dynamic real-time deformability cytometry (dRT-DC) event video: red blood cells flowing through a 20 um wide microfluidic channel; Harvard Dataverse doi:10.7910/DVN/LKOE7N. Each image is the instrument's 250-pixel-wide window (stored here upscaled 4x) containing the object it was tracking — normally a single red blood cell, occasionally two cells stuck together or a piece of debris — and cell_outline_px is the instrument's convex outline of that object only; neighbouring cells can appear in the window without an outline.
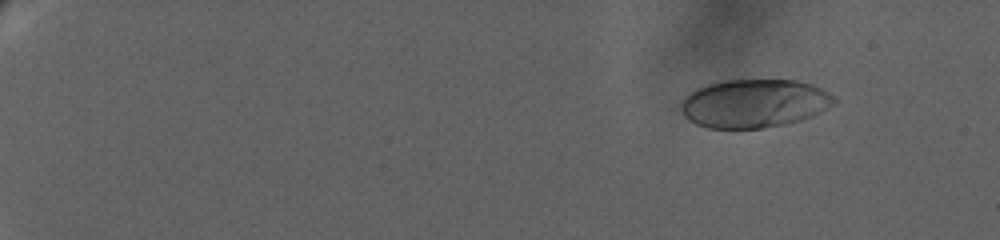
{"species": "human", "species_latin": "Homo sapiens", "temperature_condition": "warm", "stored_images_in_passage": 68, "camera_frame_rate_fps": 3000, "um_per_image_px": 0.085, "donor": {"sex": "female"}, "frame": {"image": 1, "passage_image": 7, "time_ms": 2.667, "image_size_px": [1000, 240], "cell_outline_px": [[836, 104], [812, 116], [800, 120], [784, 124], [764, 128], [708, 128], [696, 124], [684, 116], [680, 108], [680, 104], [684, 96], [696, 88], [720, 80], [796, 80], [812, 84], [828, 92], [836, 100]], "centroid_in_image_um": [64.09, 8.78], "position_along_channel_um": 20.9, "area_um2": 43.41}}
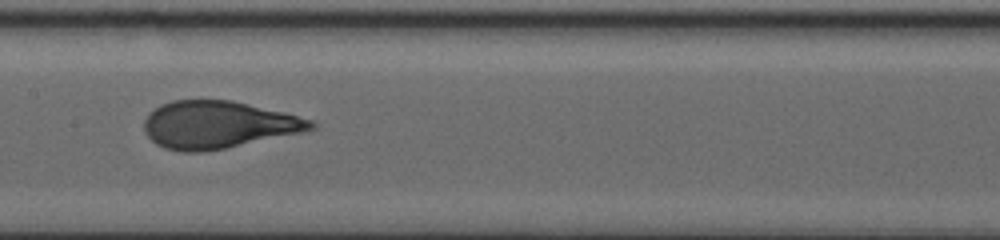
{"frame": {"image": 2, "passage_image": 40, "time_ms": 14.0, "image_size_px": [1000, 240], "cell_outline_px": [[316, 128], [304, 132], [204, 152], [180, 152], [164, 148], [156, 144], [144, 132], [144, 120], [148, 112], [160, 104], [172, 100], [232, 100], [284, 112], [312, 120], [316, 124]], "centroid_in_image_um": [18.51, 10.6], "position_along_channel_um": 188.9, "area_um2": 46.24}}
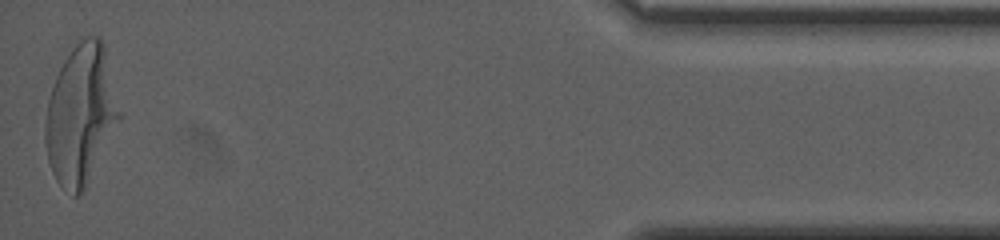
{"frame": {"image": 3, "passage_image": 68, "time_ms": 24.0, "image_size_px": [1000, 240], "cell_outline_px": [[120, 120], [84, 188], [76, 196], [72, 196], [56, 180], [52, 172], [48, 160], [44, 140], [44, 124], [48, 100], [56, 76], [64, 60], [72, 48], [84, 36], [100, 36], [104, 44], [120, 112]], "centroid_in_image_um": [6.84, 9.72], "position_along_channel_um": 428.4, "area_um2": 59.42}}